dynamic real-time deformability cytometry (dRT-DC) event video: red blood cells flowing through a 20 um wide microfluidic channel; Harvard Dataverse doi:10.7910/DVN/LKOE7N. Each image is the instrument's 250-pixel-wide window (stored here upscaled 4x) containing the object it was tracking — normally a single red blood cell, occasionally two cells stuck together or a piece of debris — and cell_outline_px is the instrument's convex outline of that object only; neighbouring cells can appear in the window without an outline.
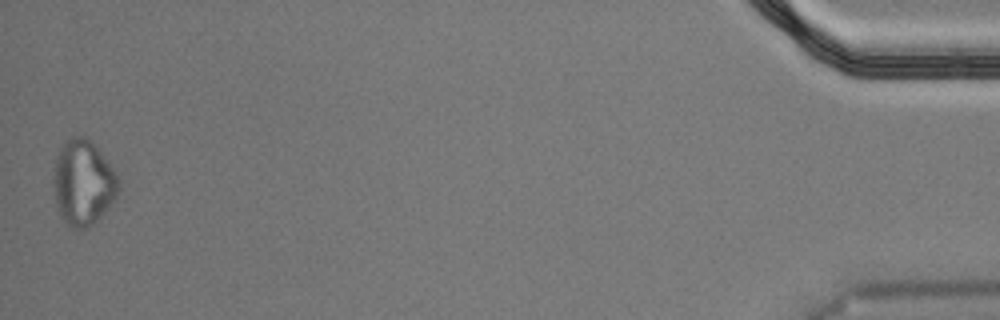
{"species": "Egyptian fruit bat (a non-hibernating species)", "species_latin": "Rousettus aegyptiacus", "temperature_condition": "cold", "stored_images_in_passage": 55, "segment_of_instrument_passage": [2, 2], "camera_frame_rate_fps": 3000, "um_per_image_px": 0.085, "animal": {"sex": "male"}, "frame": {"image": 1, "passage_image": 55, "time_ms": 18.0, "image_size_px": [1000, 320], "cell_outline_px": [[120, 192], [100, 216], [88, 228], [72, 228], [64, 220], [56, 204], [52, 180], [56, 156], [60, 148], [72, 136], [84, 136], [100, 152], [116, 172], [120, 184]], "centroid_in_image_um": [7.06, 15.53], "position_along_channel_um": 428.1, "area_um2": 31.96}}